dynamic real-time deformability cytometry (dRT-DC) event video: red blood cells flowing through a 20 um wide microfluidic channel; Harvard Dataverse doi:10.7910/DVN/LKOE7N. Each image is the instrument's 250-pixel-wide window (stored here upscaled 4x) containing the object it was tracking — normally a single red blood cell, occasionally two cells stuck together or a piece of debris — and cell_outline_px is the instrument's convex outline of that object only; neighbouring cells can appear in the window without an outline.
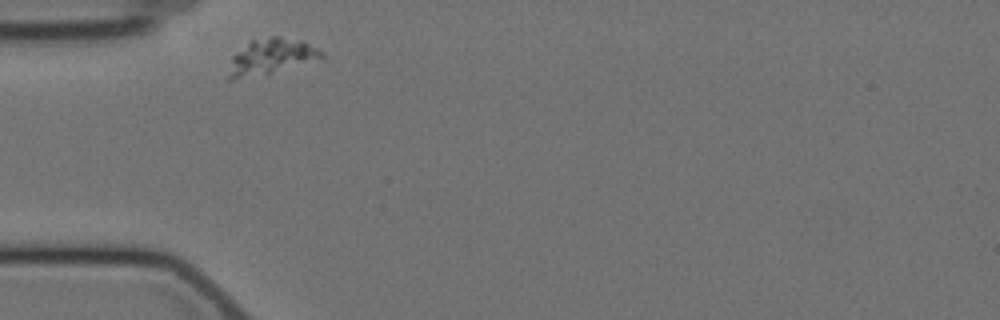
{"species": "Egyptian fruit bat (a non-hibernating species)", "species_latin": "Rousettus aegyptiacus", "temperature_condition": "cold", "stored_images_in_passage": 36, "camera_frame_rate_fps": 3000, "um_per_image_px": 0.085, "animal": {"sex": "female"}, "frame": {"image": 1, "passage_image": 1, "time_ms": 0.0, "image_size_px": [1000, 320], "cell_outline_px": [[324, 56], [268, 72], [232, 80], [228, 80], [228, 76], [232, 56], [252, 36], [276, 36], [300, 40], [324, 52]], "centroid_in_image_um": [22.93, 4.73], "position_along_channel_um": 62.1, "area_um2": 18.61}}
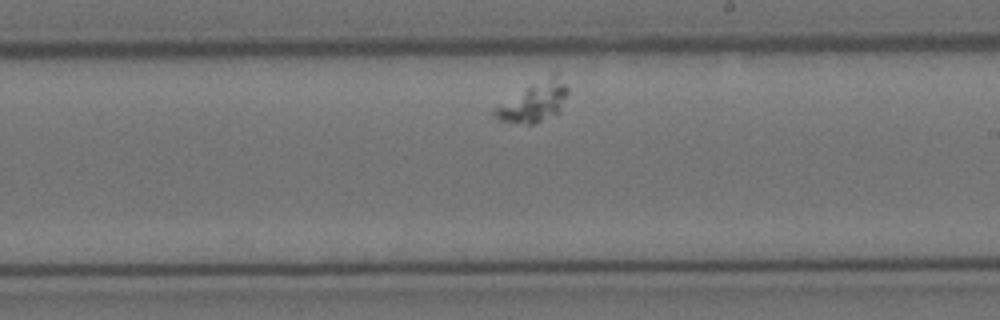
{"frame": {"image": 2, "passage_image": 19, "time_ms": 6.0, "image_size_px": [1000, 320], "cell_outline_px": [[568, 92], [560, 112], [532, 124], [528, 124], [500, 120], [492, 116], [492, 112], [496, 108], [556, 68], [568, 88]], "centroid_in_image_um": [45.49, 8.59], "position_along_channel_um": 243.5, "area_um2": 16.76}}
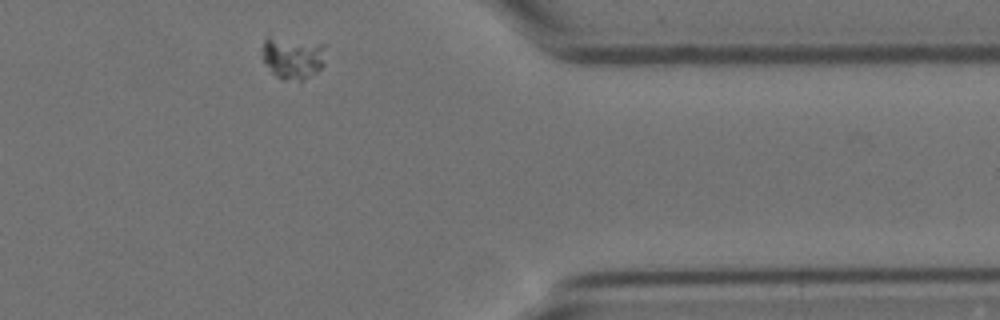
{"frame": {"image": 3, "passage_image": 34, "time_ms": 11.0, "image_size_px": [1000, 320], "cell_outline_px": [[324, 64], [316, 72], [300, 84], [276, 76], [264, 64], [260, 52], [260, 48], [264, 36], [268, 32], [324, 44]], "centroid_in_image_um": [24.79, 4.83], "position_along_channel_um": 386.6, "area_um2": 16.99}}